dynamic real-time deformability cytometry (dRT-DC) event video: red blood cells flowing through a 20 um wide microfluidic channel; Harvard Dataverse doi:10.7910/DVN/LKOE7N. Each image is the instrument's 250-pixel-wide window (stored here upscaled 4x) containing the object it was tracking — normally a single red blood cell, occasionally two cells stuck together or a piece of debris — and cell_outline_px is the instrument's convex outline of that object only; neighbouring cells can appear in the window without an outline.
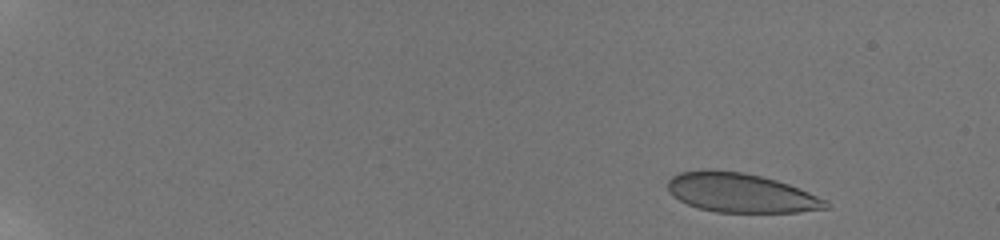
{"species": "human", "species_latin": "Homo sapiens", "temperature_condition": "room temperature", "stored_images_in_passage": 41, "camera_frame_rate_fps": 3000, "um_per_image_px": 0.085, "donor": {"sex": "male"}, "frame": {"image": 1, "passage_image": 3, "time_ms": 1.333, "image_size_px": [1000, 240], "cell_outline_px": [[832, 208], [796, 212], [716, 212], [700, 208], [688, 204], [672, 196], [668, 192], [668, 180], [672, 176], [680, 172], [704, 168], [744, 172], [776, 180], [800, 188], [828, 200], [832, 204]], "centroid_in_image_um": [62.99, 16.38], "position_along_channel_um": 22.0, "area_um2": 36.53}}
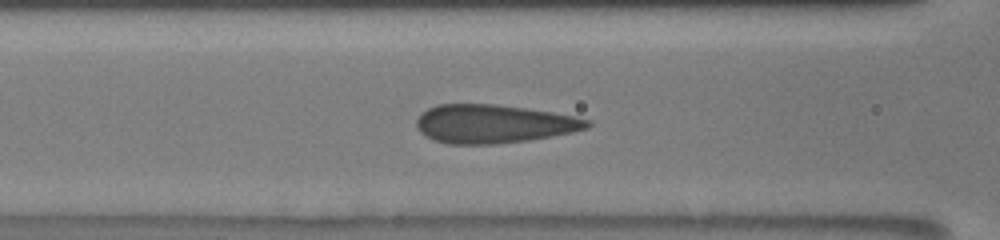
{"frame": {"image": 2, "passage_image": 16, "time_ms": 8.333, "image_size_px": [1000, 240], "cell_outline_px": [[592, 124], [588, 128], [572, 132], [528, 140], [496, 144], [448, 144], [432, 140], [424, 136], [416, 128], [416, 120], [428, 108], [436, 104], [496, 104], [552, 112], [592, 120]], "centroid_in_image_um": [41.93, 10.53], "position_along_channel_um": 124.7, "area_um2": 38.38}}
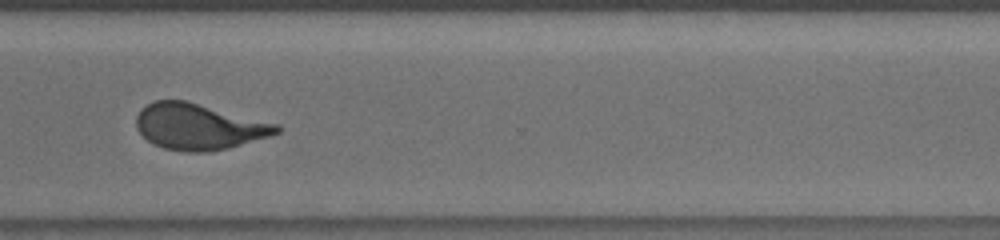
{"frame": {"image": 3, "passage_image": 34, "time_ms": 14.333, "image_size_px": [1000, 240], "cell_outline_px": [[280, 132], [272, 136], [228, 148], [208, 152], [184, 152], [164, 148], [148, 140], [136, 128], [136, 116], [140, 108], [152, 100], [184, 100], [280, 124]], "centroid_in_image_um": [16.91, 10.76], "position_along_channel_um": 353.7, "area_um2": 37.8}}